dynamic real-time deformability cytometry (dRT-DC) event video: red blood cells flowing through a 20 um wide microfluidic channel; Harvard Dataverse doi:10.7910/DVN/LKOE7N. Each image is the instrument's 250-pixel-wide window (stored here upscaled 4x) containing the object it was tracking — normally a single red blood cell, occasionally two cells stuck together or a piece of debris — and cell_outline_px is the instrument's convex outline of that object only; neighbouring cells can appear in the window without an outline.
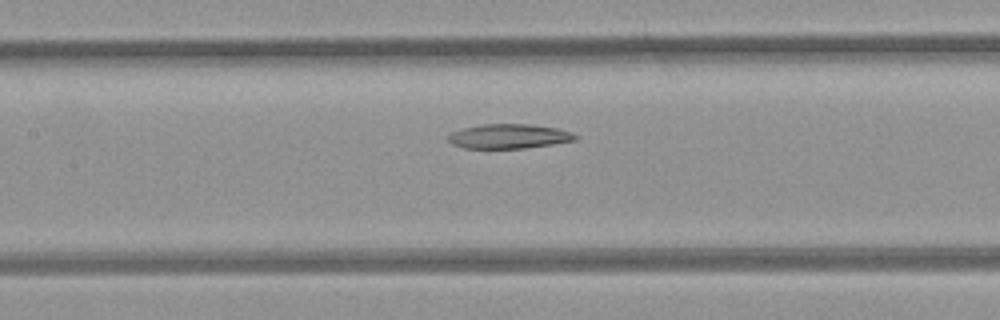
{"species": "common noctule bat (a hibernating species)", "species_latin": "Nyctalus noctula", "temperature_condition": "room temperature", "stored_images_in_passage": 20, "camera_frame_rate_fps": 3000, "um_per_image_px": 0.085, "animal": {"sex": "female", "body_mass_g": 21.9}, "frame": {"image": 1, "passage_image": 12, "time_ms": 3.667, "image_size_px": [1000, 320], "cell_outline_px": [[580, 136], [576, 140], [552, 144], [524, 148], [464, 148], [452, 144], [448, 140], [448, 136], [452, 132], [464, 128], [484, 124], [528, 124], [556, 128], [572, 132]], "centroid_in_image_um": [43.28, 11.58], "position_along_channel_um": 164.1, "area_um2": 18.03}}
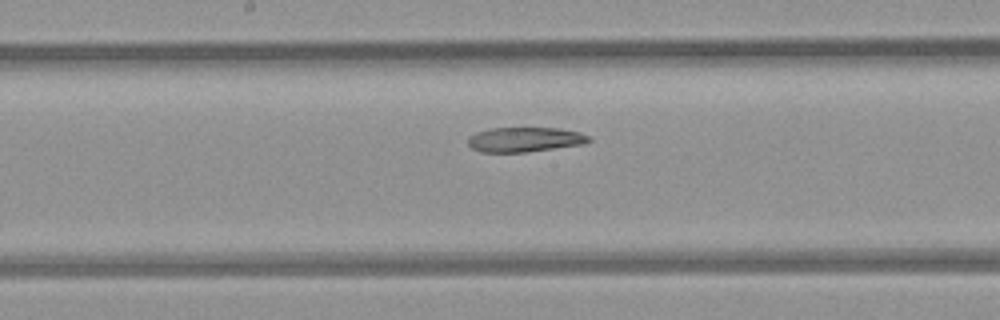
{"frame": {"image": 2, "passage_image": 15, "time_ms": 4.667, "image_size_px": [1000, 320], "cell_outline_px": [[592, 140], [584, 144], [524, 152], [480, 152], [472, 148], [468, 144], [468, 136], [476, 132], [492, 128], [560, 128], [580, 132], [588, 136]], "centroid_in_image_um": [44.6, 11.85], "position_along_channel_um": 203.6, "area_um2": 17.4}}